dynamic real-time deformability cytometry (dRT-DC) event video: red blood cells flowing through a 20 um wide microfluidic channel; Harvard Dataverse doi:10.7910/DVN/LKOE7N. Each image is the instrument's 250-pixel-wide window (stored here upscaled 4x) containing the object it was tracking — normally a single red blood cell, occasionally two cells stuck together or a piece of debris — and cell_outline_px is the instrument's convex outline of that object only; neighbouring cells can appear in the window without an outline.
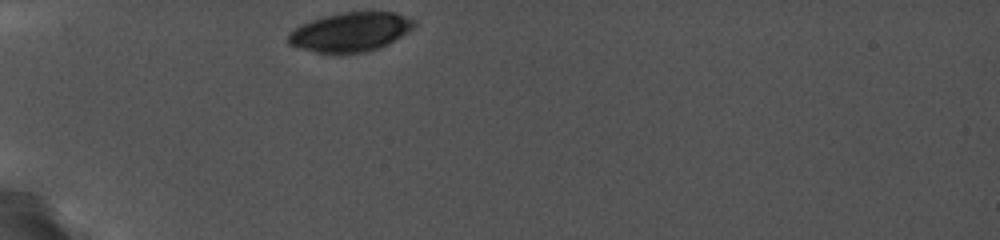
{"species": "common noctule bat (a hibernating species)", "species_latin": "Nyctalus noctula", "temperature_condition": "cold", "stored_images_in_passage": 15, "camera_frame_rate_fps": 5000, "um_per_image_px": 0.085, "animal": {"sex": "female", "body_mass_g": 19.0, "forearm_length_mm": 56.7}, "frame": {"image": 1, "passage_image": 1, "time_ms": 0.0, "image_size_px": [1000, 240], "cell_outline_px": [[416, 28], [388, 44], [380, 48], [364, 52], [336, 56], [296, 48], [288, 44], [288, 32], [312, 20], [324, 16], [344, 12], [396, 12], [416, 20]], "centroid_in_image_um": [29.81, 2.75], "position_along_channel_um": 55.2, "area_um2": 29.42}}